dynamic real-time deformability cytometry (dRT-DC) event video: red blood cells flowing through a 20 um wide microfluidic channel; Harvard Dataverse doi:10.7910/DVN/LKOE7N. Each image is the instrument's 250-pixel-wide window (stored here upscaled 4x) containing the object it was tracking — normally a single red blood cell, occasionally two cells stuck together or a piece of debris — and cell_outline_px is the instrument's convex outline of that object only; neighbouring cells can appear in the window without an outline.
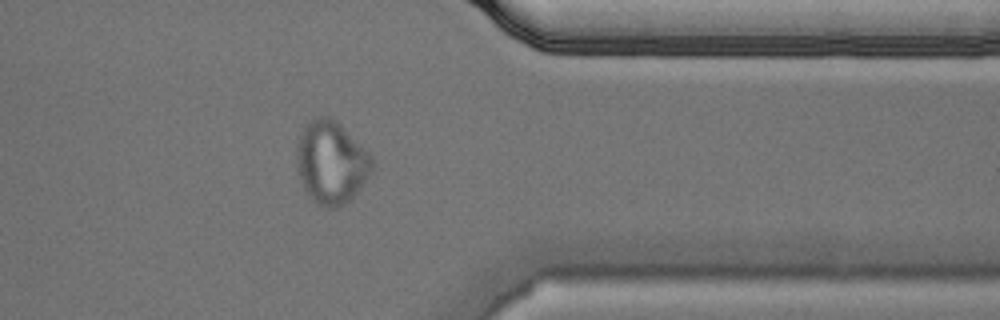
{"species": "Egyptian fruit bat (a non-hibernating species)", "species_latin": "Rousettus aegyptiacus", "temperature_condition": "cold", "stored_images_in_passage": 40, "camera_frame_rate_fps": 3000, "um_per_image_px": 0.085, "animal": {"sex": "male"}, "frame": {"image": 1, "passage_image": 29, "time_ms": 9.333, "image_size_px": [1000, 320], "cell_outline_px": [[376, 164], [372, 172], [352, 200], [332, 208], [324, 208], [316, 204], [308, 196], [300, 180], [296, 160], [296, 148], [300, 136], [304, 128], [316, 116], [328, 116], [336, 120], [372, 156]], "centroid_in_image_um": [28.17, 13.84], "position_along_channel_um": 383.2, "area_um2": 36.59}}